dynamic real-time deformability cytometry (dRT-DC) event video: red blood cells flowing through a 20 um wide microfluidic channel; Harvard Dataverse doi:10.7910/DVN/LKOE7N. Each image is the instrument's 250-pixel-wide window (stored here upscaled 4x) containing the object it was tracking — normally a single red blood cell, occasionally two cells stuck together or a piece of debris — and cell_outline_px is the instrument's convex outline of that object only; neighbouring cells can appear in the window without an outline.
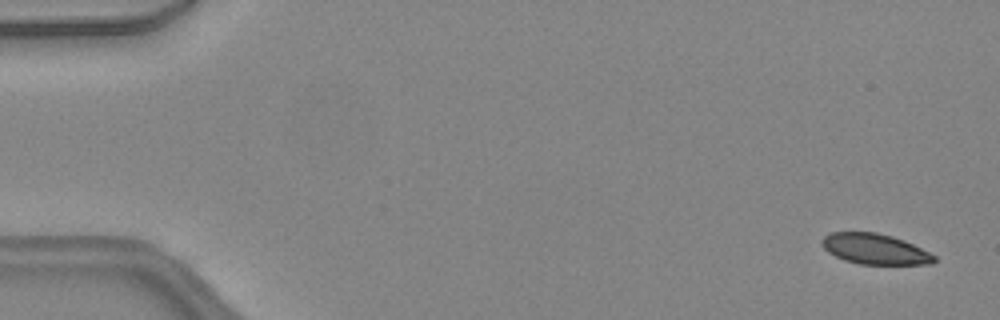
{"species": "common noctule bat (a hibernating species)", "species_latin": "Nyctalus noctula", "temperature_condition": "warm", "stored_images_in_passage": 46, "camera_frame_rate_fps": 3000, "um_per_image_px": 0.085, "animal": {"sex": "female", "body_mass_g": 24.6, "forearm_length_mm": 56.2}, "frame": {"image": 1, "passage_image": 2, "time_ms": 0.333, "image_size_px": [1000, 320], "cell_outline_px": [[936, 260], [932, 264], [860, 264], [844, 260], [828, 252], [820, 244], [820, 240], [824, 236], [832, 232], [876, 232], [892, 236], [904, 240], [936, 256]], "centroid_in_image_um": [74.34, 21.16], "position_along_channel_um": 10.7, "area_um2": 19.94}}
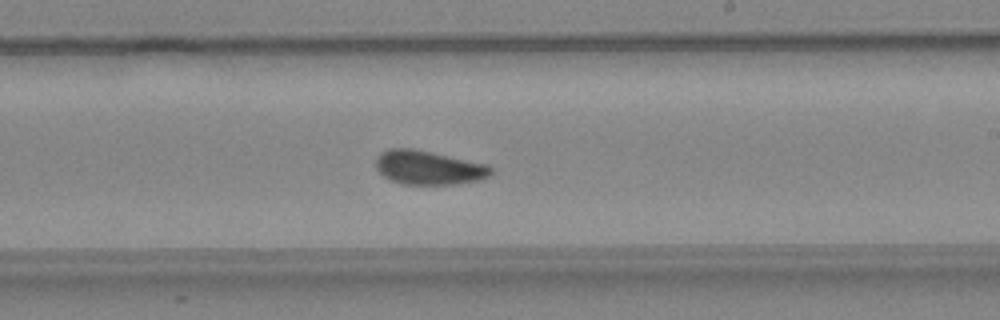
{"frame": {"image": 2, "passage_image": 28, "time_ms": 9.0, "image_size_px": [1000, 320], "cell_outline_px": [[492, 172], [488, 176], [480, 180], [452, 184], [404, 184], [388, 180], [376, 168], [376, 156], [380, 152], [388, 148], [412, 148], [488, 164], [492, 168]], "centroid_in_image_um": [36.4, 14.24], "position_along_channel_um": 252.6, "area_um2": 22.83}}
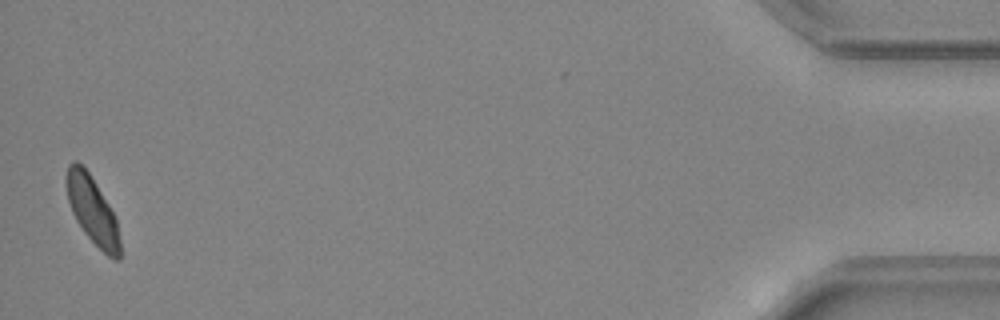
{"frame": {"image": 3, "passage_image": 46, "time_ms": 15.0, "image_size_px": [1000, 320], "cell_outline_px": [[120, 260], [116, 260], [108, 256], [84, 232], [76, 220], [72, 212], [68, 200], [68, 164], [72, 160], [76, 160], [88, 172], [96, 184], [108, 204], [116, 220], [120, 240]], "centroid_in_image_um": [7.87, 17.9], "position_along_channel_um": 427.3, "area_um2": 20.29}, "authors_computed_cell_mechanics": {"area_um2": 22.2819, "velocity_mm_per_s": 4.4561, "shape_relaxation_time_tau1_ms": null, "shape_relaxation_time_tau2_ms": 1.907, "deformation_change_tau1": null, "deformation_change_tau2": 0.0645}}